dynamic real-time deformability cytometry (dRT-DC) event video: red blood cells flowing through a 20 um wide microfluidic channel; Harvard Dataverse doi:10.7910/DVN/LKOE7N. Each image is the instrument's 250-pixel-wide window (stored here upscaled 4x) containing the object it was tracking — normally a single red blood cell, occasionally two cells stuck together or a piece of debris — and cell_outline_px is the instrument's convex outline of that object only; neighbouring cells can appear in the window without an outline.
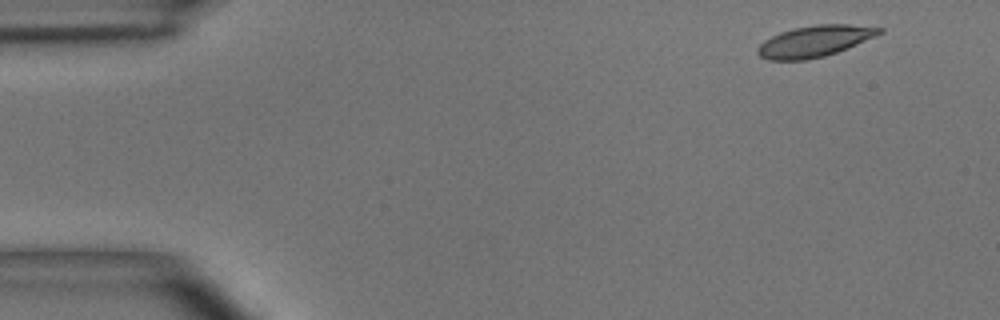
{"species": "common noctule bat (a hibernating species)", "species_latin": "Nyctalus noctula", "temperature_condition": "room temperature", "stored_images_in_passage": 3, "camera_frame_rate_fps": 3000, "um_per_image_px": 0.085, "animal": {"sex": "male", "body_mass_g": 15.6}, "frame": {"image": 1, "passage_image": 1, "time_ms": 0.0, "image_size_px": [1000, 320], "cell_outline_px": [[884, 32], [876, 36], [848, 48], [824, 56], [804, 60], [768, 60], [760, 56], [756, 52], [756, 48], [764, 40], [780, 32], [796, 28], [816, 24], [848, 24], [884, 28]], "centroid_in_image_um": [69.25, 3.5], "position_along_channel_um": 15.8, "area_um2": 22.14}}